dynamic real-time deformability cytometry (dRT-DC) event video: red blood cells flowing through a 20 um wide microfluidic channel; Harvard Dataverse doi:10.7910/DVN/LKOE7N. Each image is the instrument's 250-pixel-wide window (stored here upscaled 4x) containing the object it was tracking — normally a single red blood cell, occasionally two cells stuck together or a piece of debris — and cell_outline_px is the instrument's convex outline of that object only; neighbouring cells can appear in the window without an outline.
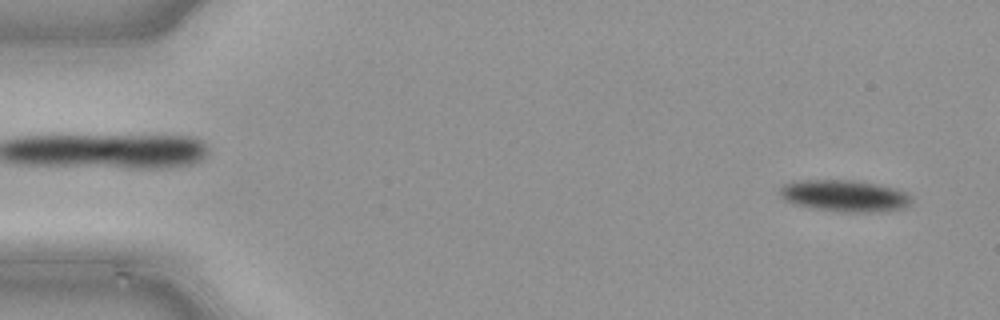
{"species": "common noctule bat (a hibernating species)", "species_latin": "Nyctalus noctula", "temperature_condition": "cold", "stored_images_in_passage": 48, "segment_of_instrument_passage": [1, 2], "camera_frame_rate_fps": 3000, "um_per_image_px": 0.085, "animal": {"sex": "male", "body_mass_g": 21.5, "forearm_length_mm": 52.0}, "frame": {"image": 1, "passage_image": 2, "time_ms": 0.333, "image_size_px": [1000, 320], "cell_outline_px": [[912, 200], [904, 208], [884, 212], [844, 212], [816, 208], [792, 204], [784, 200], [780, 196], [780, 188], [784, 184], [792, 180], [852, 180], [876, 184], [892, 188], [904, 192], [912, 196]], "centroid_in_image_um": [71.76, 16.65], "position_along_channel_um": 13.2, "area_um2": 24.33}}
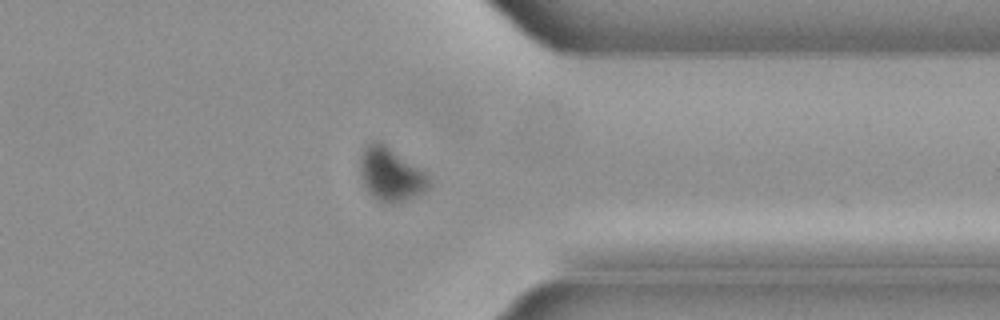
{"frame": {"image": 2, "passage_image": 37, "time_ms": 12.0, "image_size_px": [1000, 320], "cell_outline_px": [[432, 188], [408, 200], [392, 204], [376, 200], [368, 192], [360, 176], [360, 156], [364, 148], [372, 140], [376, 140], [384, 144], [424, 172], [432, 180]], "centroid_in_image_um": [33.22, 14.86], "position_along_channel_um": 378.2, "area_um2": 21.5}}